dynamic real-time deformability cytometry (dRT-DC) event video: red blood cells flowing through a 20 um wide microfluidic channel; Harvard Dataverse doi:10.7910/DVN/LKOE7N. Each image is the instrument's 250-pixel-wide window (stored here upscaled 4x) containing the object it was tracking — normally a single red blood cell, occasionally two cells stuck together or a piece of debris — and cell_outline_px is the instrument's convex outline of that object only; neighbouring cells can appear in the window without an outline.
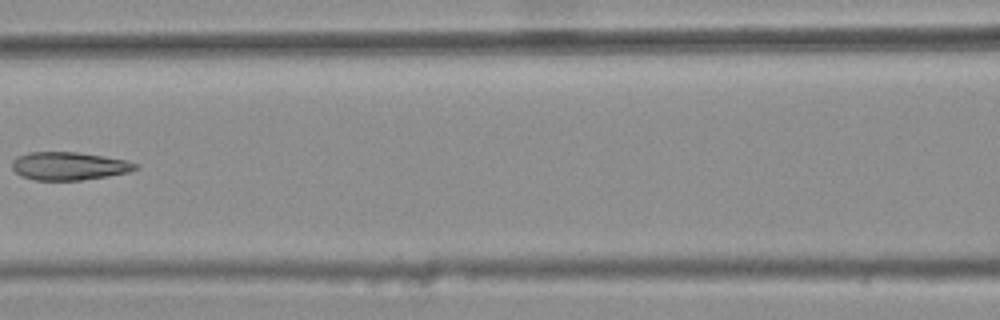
{"species": "common noctule bat (a hibernating species)", "species_latin": "Nyctalus noctula", "temperature_condition": "warm", "stored_images_in_passage": 6, "camera_frame_rate_fps": 3000, "um_per_image_px": 0.085, "animal": {"sex": "female", "body_mass_g": 25.1}, "frame": {"image": 1, "passage_image": 5, "time_ms": 1.333, "image_size_px": [1000, 320], "cell_outline_px": [[140, 168], [128, 172], [108, 176], [80, 180], [36, 180], [24, 176], [16, 172], [12, 168], [12, 160], [16, 156], [28, 152], [76, 152], [124, 160], [140, 164]], "centroid_in_image_um": [5.86, 14.11], "position_along_channel_um": 160.7, "area_um2": 20.06}}
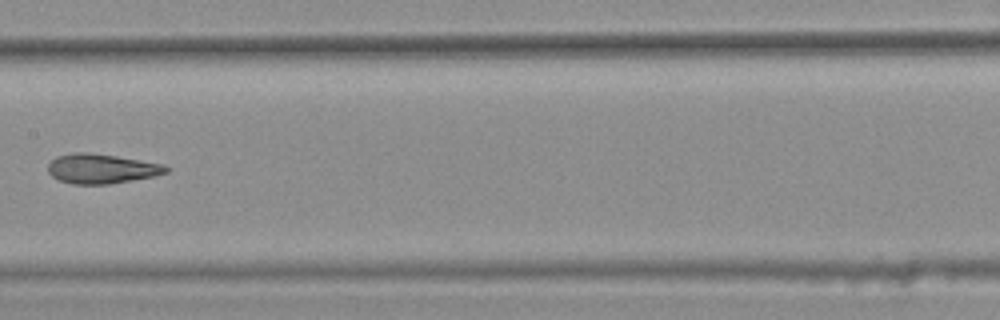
{"frame": {"image": 2, "passage_image": 6, "time_ms": 1.667, "image_size_px": [1000, 320], "cell_outline_px": [[168, 172], [156, 176], [108, 184], [72, 184], [60, 180], [52, 176], [48, 172], [48, 164], [56, 156], [72, 152], [88, 152], [116, 156], [164, 164], [168, 168]], "centroid_in_image_um": [8.62, 14.33], "position_along_channel_um": 198.8, "area_um2": 20.4}}